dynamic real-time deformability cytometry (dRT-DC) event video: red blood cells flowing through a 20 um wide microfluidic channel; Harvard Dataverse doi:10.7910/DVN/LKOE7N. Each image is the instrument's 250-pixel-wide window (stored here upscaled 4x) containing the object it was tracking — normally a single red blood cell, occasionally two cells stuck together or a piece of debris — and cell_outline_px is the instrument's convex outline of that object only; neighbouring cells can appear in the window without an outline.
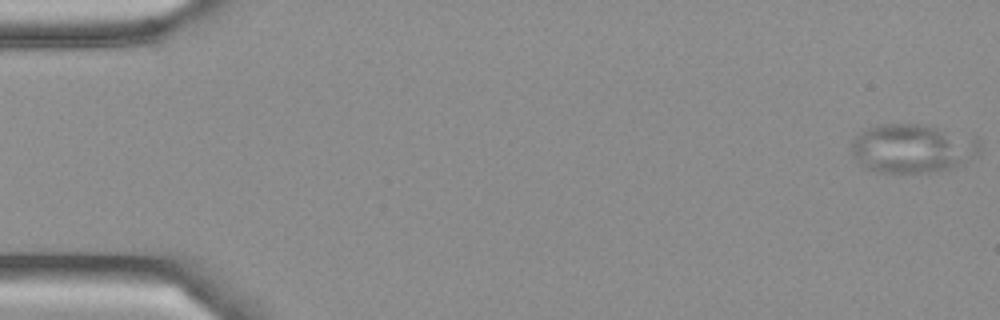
{"species": "Egyptian fruit bat (a non-hibernating species)", "species_latin": "Rousettus aegyptiacus", "temperature_condition": "cold", "stored_images_in_passage": 2, "camera_frame_rate_fps": 3000, "um_per_image_px": 0.085, "frame": {"image": 1, "passage_image": 1, "time_ms": 0.0, "image_size_px": [1000, 320], "cell_outline_px": [[980, 152], [976, 156], [964, 164], [952, 168], [936, 172], [880, 172], [864, 168], [852, 156], [848, 148], [852, 140], [860, 132], [868, 128], [880, 124], [920, 124], [980, 136]], "centroid_in_image_um": [77.59, 12.61], "position_along_channel_um": 7.4, "area_um2": 37.4}}